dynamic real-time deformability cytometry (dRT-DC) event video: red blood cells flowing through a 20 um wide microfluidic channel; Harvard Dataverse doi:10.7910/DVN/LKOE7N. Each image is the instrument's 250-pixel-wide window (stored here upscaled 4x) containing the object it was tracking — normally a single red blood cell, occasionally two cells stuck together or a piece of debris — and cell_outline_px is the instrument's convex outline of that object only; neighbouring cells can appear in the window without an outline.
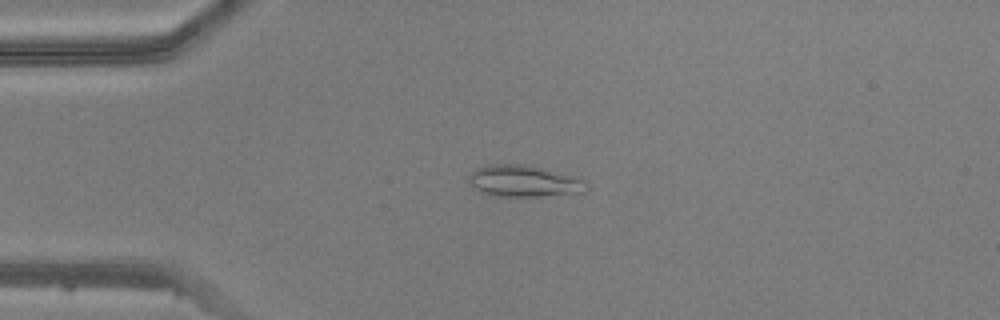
{"species": "common noctule bat (a hibernating species)", "species_latin": "Nyctalus noctula", "temperature_condition": "warm", "stored_images_in_passage": 47, "camera_frame_rate_fps": 3000, "um_per_image_px": 0.085, "animal": {"sex": "male", "body_mass_g": 20.5, "forearm_length_mm": 52.5}, "frame": {"image": 1, "passage_image": 10, "time_ms": 3.0, "image_size_px": [1000, 320], "cell_outline_px": [[588, 192], [540, 196], [496, 196], [480, 192], [468, 180], [468, 176], [476, 168], [492, 164], [524, 164], [544, 168], [572, 176], [584, 180], [588, 184]], "centroid_in_image_um": [44.56, 15.39], "position_along_channel_um": 40.4, "area_um2": 21.62}}
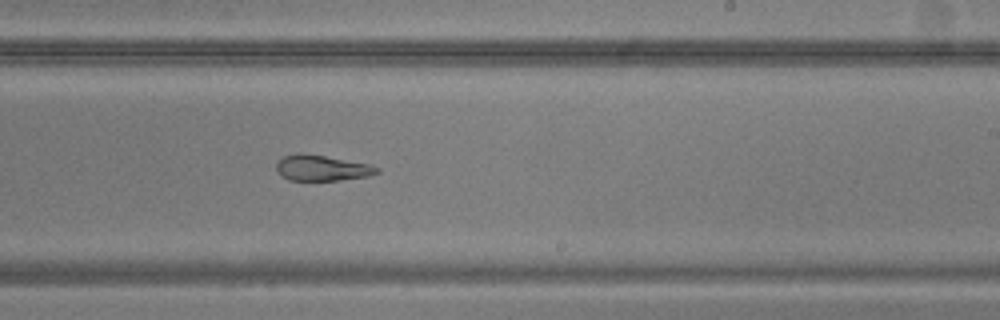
{"frame": {"image": 2, "passage_image": 28, "time_ms": 9.0, "image_size_px": [1000, 320], "cell_outline_px": [[380, 172], [368, 176], [340, 180], [288, 180], [276, 168], [276, 164], [284, 156], [296, 152], [300, 152], [324, 156], [368, 164], [380, 168]], "centroid_in_image_um": [27.37, 14.27], "position_along_channel_um": 261.6, "area_um2": 14.85}}
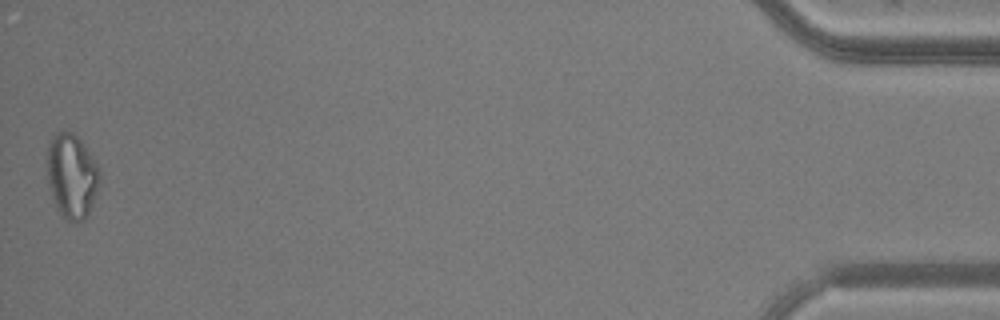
{"frame": {"image": 3, "passage_image": 47, "time_ms": 15.333, "image_size_px": [1000, 320], "cell_outline_px": [[100, 184], [88, 216], [84, 220], [68, 220], [56, 208], [48, 184], [48, 140], [56, 132], [64, 128], [72, 132], [80, 140], [96, 160], [100, 168]], "centroid_in_image_um": [6.12, 14.91], "position_along_channel_um": 429.1, "area_um2": 26.13}}